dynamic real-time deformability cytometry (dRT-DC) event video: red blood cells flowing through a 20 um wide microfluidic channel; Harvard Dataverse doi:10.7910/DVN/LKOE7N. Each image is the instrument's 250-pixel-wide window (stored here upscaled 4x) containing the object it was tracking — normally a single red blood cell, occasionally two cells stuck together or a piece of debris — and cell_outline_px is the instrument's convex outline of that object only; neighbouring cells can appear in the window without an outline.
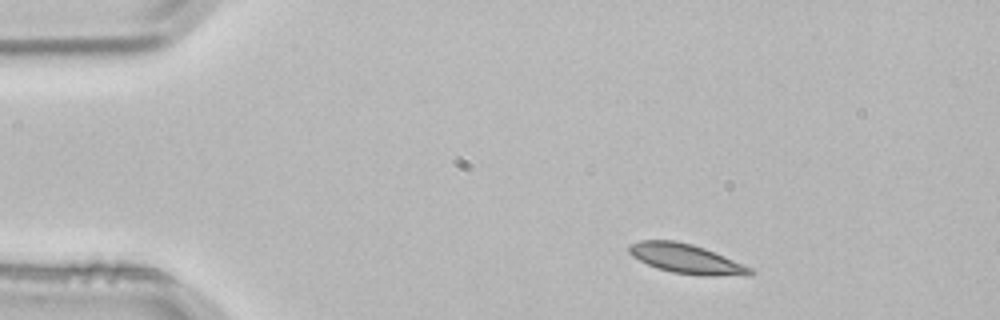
{"species": "common noctule bat (a hibernating species)", "species_latin": "Nyctalus noctula", "temperature_condition": "room temperature", "stored_images_in_passage": 2, "camera_frame_rate_fps": 3000, "um_per_image_px": 0.085, "animal": {"sex": "male", "body_mass_g": 21.5, "forearm_length_mm": 52.0}, "frame": {"image": 1, "passage_image": 1, "time_ms": 0.0, "image_size_px": [1000, 320], "cell_outline_px": [[756, 272], [748, 276], [704, 276], [672, 272], [656, 268], [632, 256], [628, 252], [628, 244], [640, 240], [672, 240], [692, 244], [704, 248], [752, 268]], "centroid_in_image_um": [58.33, 22.0], "position_along_channel_um": 26.7, "area_um2": 20.87}}